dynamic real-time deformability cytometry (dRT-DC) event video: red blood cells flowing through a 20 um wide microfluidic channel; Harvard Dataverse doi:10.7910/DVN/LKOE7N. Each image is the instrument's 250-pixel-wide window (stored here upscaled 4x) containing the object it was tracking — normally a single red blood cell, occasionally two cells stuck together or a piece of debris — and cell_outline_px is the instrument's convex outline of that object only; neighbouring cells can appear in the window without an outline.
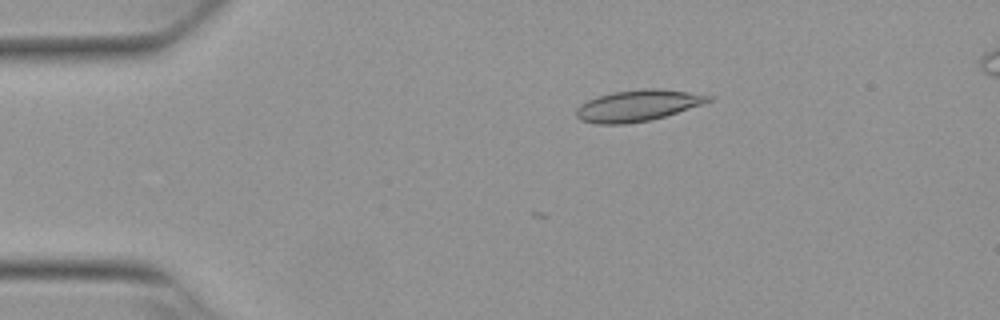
{"species": "Egyptian fruit bat (a non-hibernating species)", "species_latin": "Rousettus aegyptiacus", "temperature_condition": "warm", "stored_images_in_passage": 10, "camera_frame_rate_fps": 3000, "um_per_image_px": 0.085, "animal": {"sex": "female"}, "frame": {"image": 1, "passage_image": 10, "time_ms": 3.0, "image_size_px": [1000, 320], "cell_outline_px": [[716, 96], [712, 100], [652, 120], [624, 124], [596, 124], [580, 120], [576, 116], [576, 108], [580, 104], [596, 96], [612, 92], [644, 88], [656, 88], [688, 92]], "centroid_in_image_um": [54.16, 8.97], "position_along_channel_um": 30.8, "area_um2": 24.04}}